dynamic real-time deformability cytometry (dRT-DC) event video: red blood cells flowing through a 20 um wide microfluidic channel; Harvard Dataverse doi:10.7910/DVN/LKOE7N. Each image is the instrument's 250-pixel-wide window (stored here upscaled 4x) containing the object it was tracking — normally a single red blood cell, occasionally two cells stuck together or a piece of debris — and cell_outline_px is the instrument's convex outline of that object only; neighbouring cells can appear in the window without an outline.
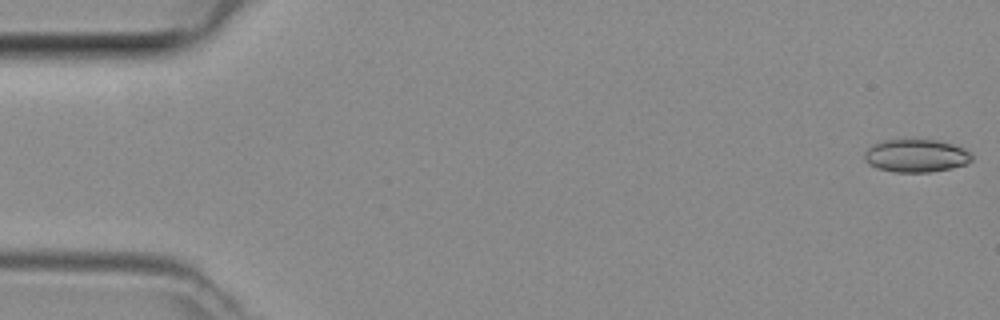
{"species": "common noctule bat (a hibernating species)", "species_latin": "Nyctalus noctula", "temperature_condition": "room temperature", "stored_images_in_passage": 47, "camera_frame_rate_fps": 3000, "um_per_image_px": 0.085, "animal": {"sex": "female", "body_mass_g": 29.2, "forearm_length_mm": 56.3}, "frame": {"image": 1, "passage_image": 1, "time_ms": 0.0, "image_size_px": [1000, 320], "cell_outline_px": [[972, 160], [964, 164], [952, 168], [928, 172], [896, 172], [876, 168], [868, 164], [864, 160], [864, 152], [872, 144], [880, 140], [936, 140], [952, 144], [964, 148], [972, 152]], "centroid_in_image_um": [77.84, 13.23], "position_along_channel_um": 7.2, "area_um2": 20.69}}
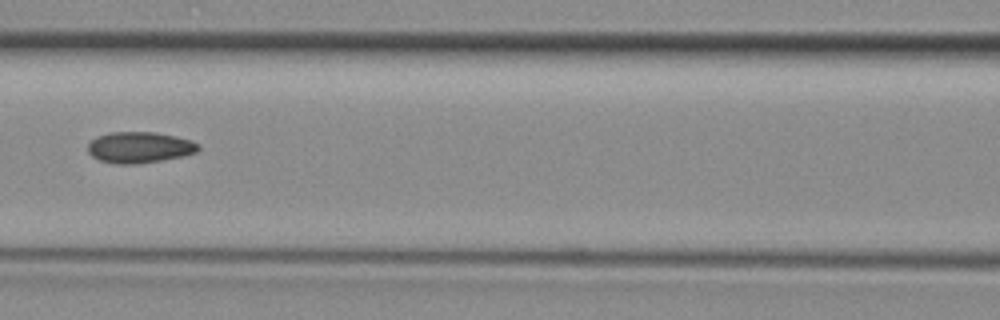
{"frame": {"image": 2, "passage_image": 21, "time_ms": 6.667, "image_size_px": [1000, 320], "cell_outline_px": [[200, 148], [196, 152], [184, 156], [136, 164], [116, 164], [100, 160], [92, 156], [88, 152], [88, 144], [96, 136], [112, 132], [156, 132], [176, 136], [192, 140], [200, 144]], "centroid_in_image_um": [11.88, 12.52], "position_along_channel_um": 154.7, "area_um2": 20.11}}
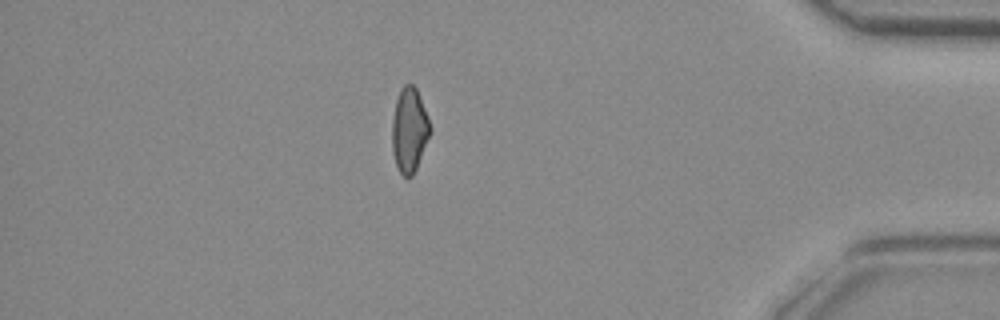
{"frame": {"image": 3, "passage_image": 41, "time_ms": 13.333, "image_size_px": [1000, 320], "cell_outline_px": [[432, 132], [416, 168], [412, 176], [404, 176], [400, 172], [396, 164], [392, 152], [392, 120], [396, 100], [400, 88], [404, 84], [412, 84], [416, 88], [432, 128]], "centroid_in_image_um": [34.79, 11.04], "position_along_channel_um": 400.4, "area_um2": 18.73}}